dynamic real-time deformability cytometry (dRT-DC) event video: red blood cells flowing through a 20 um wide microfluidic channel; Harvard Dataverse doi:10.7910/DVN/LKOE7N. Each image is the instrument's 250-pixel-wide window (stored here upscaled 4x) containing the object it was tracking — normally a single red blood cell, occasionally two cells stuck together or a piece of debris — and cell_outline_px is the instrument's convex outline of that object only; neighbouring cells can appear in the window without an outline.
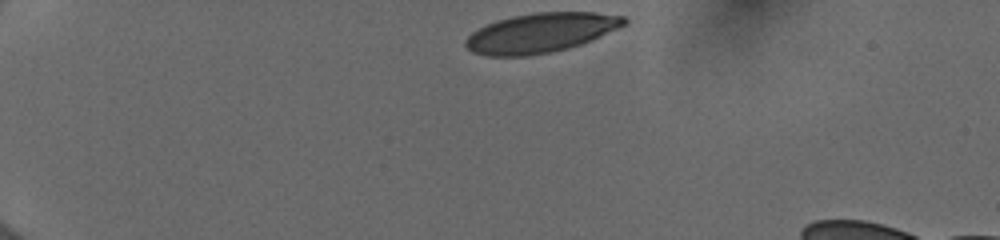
{"species": "human", "species_latin": "Homo sapiens", "temperature_condition": "cold", "stored_images_in_passage": 41, "camera_frame_rate_fps": 3000, "um_per_image_px": 0.085, "donor": {"sex": "female"}, "frame": {"image": 1, "passage_image": 1, "time_ms": 0.0, "image_size_px": [1000, 240], "cell_outline_px": [[628, 24], [592, 40], [568, 48], [552, 52], [528, 56], [488, 56], [472, 52], [464, 44], [464, 40], [472, 32], [496, 20], [512, 16], [536, 12], [596, 12], [624, 16], [628, 20]], "centroid_in_image_um": [45.99, 2.79], "position_along_channel_um": 39.0, "area_um2": 36.65}}
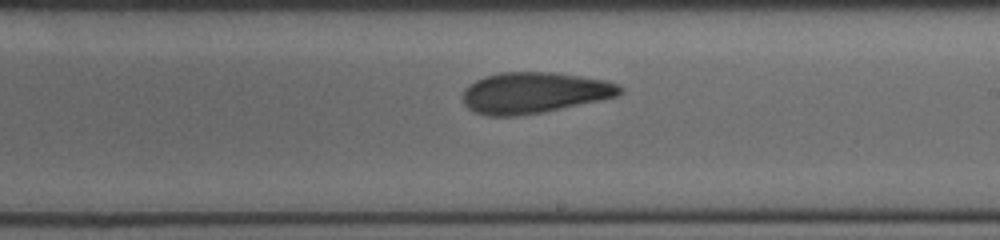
{"frame": {"image": 2, "passage_image": 22, "time_ms": 7.0, "image_size_px": [1000, 240], "cell_outline_px": [[624, 92], [620, 96], [544, 112], [516, 116], [488, 116], [476, 112], [468, 108], [460, 100], [464, 88], [468, 84], [484, 76], [500, 72], [552, 72], [580, 76], [604, 80], [616, 84], [624, 88]], "centroid_in_image_um": [45.38, 7.88], "position_along_channel_um": 243.6, "area_um2": 37.97}}
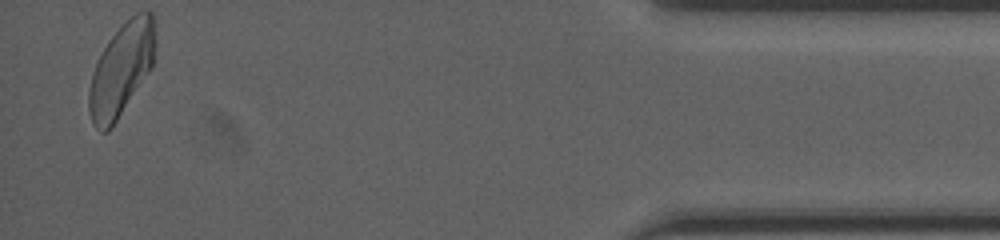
{"frame": {"image": 3, "passage_image": 40, "time_ms": 13.0, "image_size_px": [1000, 240], "cell_outline_px": [[156, 44], [152, 68], [112, 128], [108, 132], [100, 132], [92, 124], [88, 112], [88, 92], [92, 72], [108, 40], [136, 12], [152, 12], [156, 24]], "centroid_in_image_um": [10.33, 5.95], "position_along_channel_um": 424.9, "area_um2": 36.13}, "authors_computed_cell_mechanics": {"area_um2": 37.2232, "velocity_mm_per_s": 3.9825, "shape_relaxation_time_tau1_ms": 4.9661, "shape_relaxation_time_tau2_ms": 2.3251, "deformation_change_tau1": 0.1421, "deformation_change_tau2": 0.0937}}